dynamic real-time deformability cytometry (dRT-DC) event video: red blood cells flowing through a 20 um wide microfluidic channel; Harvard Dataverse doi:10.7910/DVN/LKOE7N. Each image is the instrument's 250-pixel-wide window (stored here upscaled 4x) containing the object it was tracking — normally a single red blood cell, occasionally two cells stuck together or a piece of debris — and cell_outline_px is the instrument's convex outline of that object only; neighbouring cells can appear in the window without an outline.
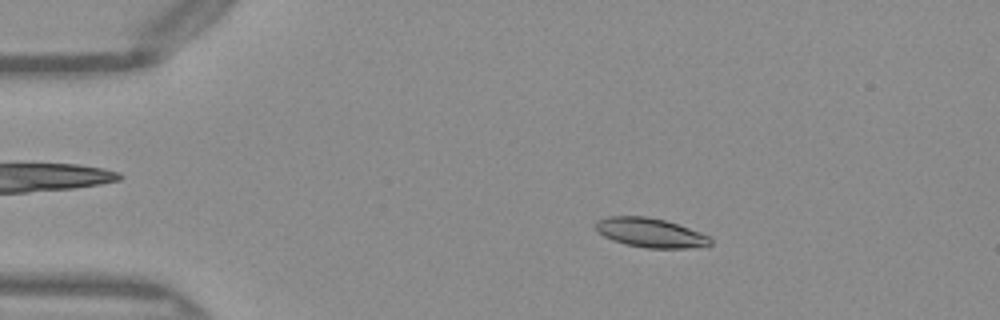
{"species": "Egyptian fruit bat (a non-hibernating species)", "species_latin": "Rousettus aegyptiacus", "temperature_condition": "warm", "stored_images_in_passage": 50, "camera_frame_rate_fps": 3000, "um_per_image_px": 0.085, "frame": {"image": 1, "passage_image": 9, "time_ms": 2.667, "image_size_px": [1000, 320], "cell_outline_px": [[712, 244], [688, 248], [648, 248], [624, 244], [612, 240], [604, 236], [596, 228], [596, 220], [608, 216], [644, 216], [664, 220], [712, 236]], "centroid_in_image_um": [55.29, 19.78], "position_along_channel_um": 29.7, "area_um2": 19.48}}
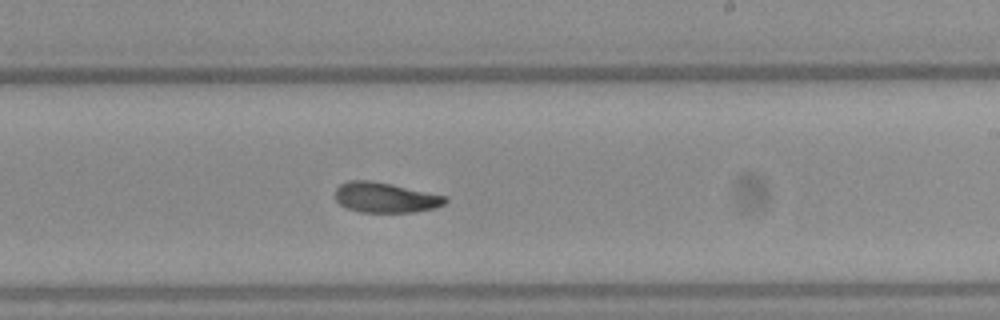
{"frame": {"image": 2, "passage_image": 30, "time_ms": 9.667, "image_size_px": [1000, 320], "cell_outline_px": [[448, 200], [444, 204], [436, 208], [416, 212], [360, 212], [348, 208], [340, 204], [336, 200], [336, 188], [340, 184], [348, 180], [372, 180], [392, 184], [448, 196]], "centroid_in_image_um": [32.79, 16.78], "position_along_channel_um": 256.2, "area_um2": 19.54}}
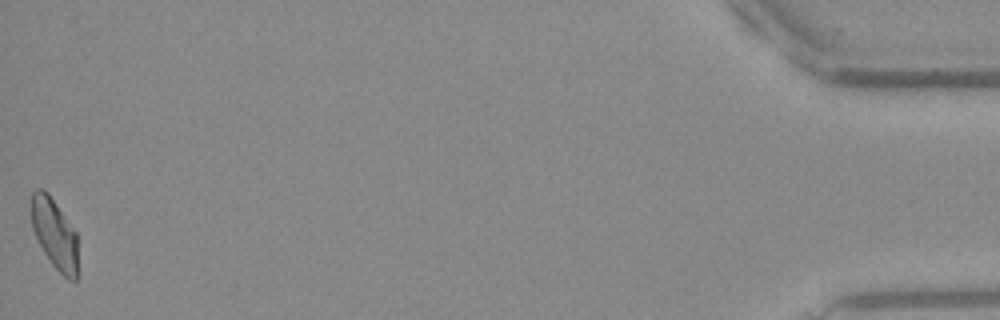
{"frame": {"image": 3, "passage_image": 50, "time_ms": 16.333, "image_size_px": [1000, 320], "cell_outline_px": [[76, 280], [68, 280], [52, 264], [44, 252], [32, 228], [32, 192], [36, 188], [44, 188], [48, 192], [76, 232]], "centroid_in_image_um": [4.62, 19.83], "position_along_channel_um": 430.6, "area_um2": 18.61}, "authors_computed_cell_mechanics": {"area_um2": 19.4786, "velocity_mm_per_s": 4.0529, "shape_relaxation_time_tau1_ms": null, "shape_relaxation_time_tau2_ms": 5.2454, "deformation_change_tau1": null, "deformation_change_tau2": 0.123}}